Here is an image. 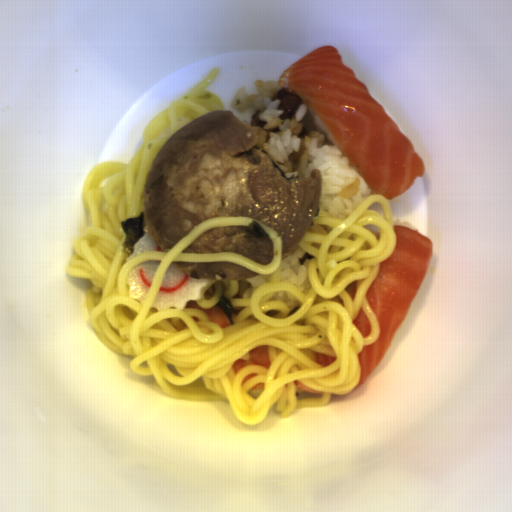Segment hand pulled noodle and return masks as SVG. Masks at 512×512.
I'll list each match as a JSON object with an SVG mask.
<instances>
[{"label":"hand pulled noodle","instance_id":"obj_1","mask_svg":"<svg viewBox=\"0 0 512 512\" xmlns=\"http://www.w3.org/2000/svg\"><path fill=\"white\" fill-rule=\"evenodd\" d=\"M214 67L194 86L170 100L148 123L143 142L127 162L101 161L89 170L81 201L91 226L81 229L66 274L90 280L83 306L101 343L128 363L135 375L153 376L171 398L225 401L244 425L264 421L272 405L286 418L297 408H318L333 396L358 385L364 346L381 333L367 293L392 255L397 242L393 210L385 195L364 198L346 218L318 216L301 242L283 258V239L276 229L247 215H216L204 219L170 250L129 254L121 222L143 212L146 175L158 151L180 128L215 110H226L213 87ZM257 221L273 241L271 263L262 265L237 252H183L213 228L248 226ZM315 255L309 263L312 291L280 280L286 261L298 250ZM160 261L143 303L129 295L127 272L145 261ZM173 262H231L259 272L251 279L217 281L200 301L184 311L151 307ZM222 294L234 304V323L217 305ZM367 314L371 330L363 337L352 322L358 309ZM268 349L269 366L255 363L238 372L234 364L248 360L253 349ZM333 356L327 367L315 352ZM322 394L298 391L295 381Z\"/></svg>","mask_w":512,"mask_h":512}]
</instances>
